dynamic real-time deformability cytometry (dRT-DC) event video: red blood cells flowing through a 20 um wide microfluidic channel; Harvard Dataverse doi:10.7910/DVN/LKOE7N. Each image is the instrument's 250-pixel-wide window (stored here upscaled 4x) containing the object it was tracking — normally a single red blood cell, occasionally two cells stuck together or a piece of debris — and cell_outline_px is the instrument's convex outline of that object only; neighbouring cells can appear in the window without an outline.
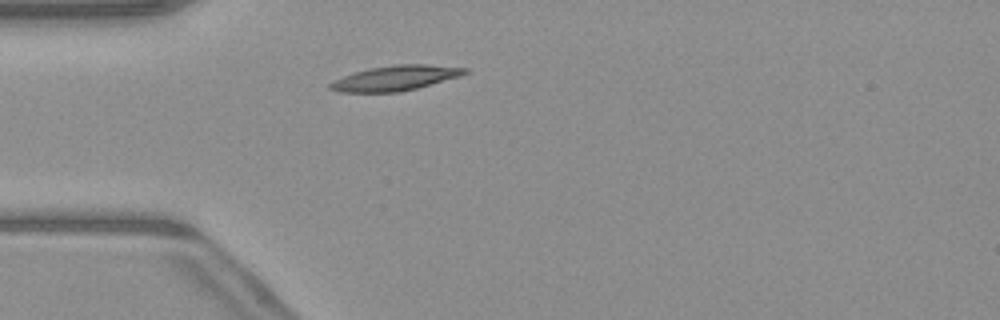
{"species": "common noctule bat (a hibernating species)", "species_latin": "Nyctalus noctula", "temperature_condition": "warm", "stored_images_in_passage": 44, "camera_frame_rate_fps": 3000, "um_per_image_px": 0.085, "animal": {"sex": "male", "body_mass_g": 23.1, "forearm_length_mm": 52.7}, "frame": {"image": 1, "passage_image": 8, "time_ms": 2.333, "image_size_px": [1000, 320], "cell_outline_px": [[468, 72], [460, 76], [416, 88], [400, 92], [340, 92], [328, 88], [328, 84], [332, 80], [368, 68], [396, 64], [428, 64], [468, 68]], "centroid_in_image_um": [33.59, 6.63], "position_along_channel_um": 51.4, "area_um2": 19.59}}
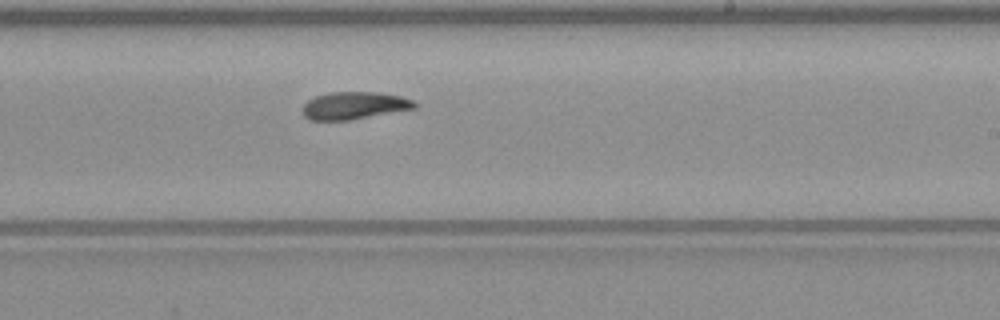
{"frame": {"image": 2, "passage_image": 24, "time_ms": 7.667, "image_size_px": [1000, 320], "cell_outline_px": [[416, 108], [348, 120], [308, 120], [300, 112], [300, 108], [308, 100], [316, 96], [328, 92], [376, 92], [400, 96], [412, 100], [416, 104]], "centroid_in_image_um": [30.03, 8.97], "position_along_channel_um": 259.0, "area_um2": 17.92}}
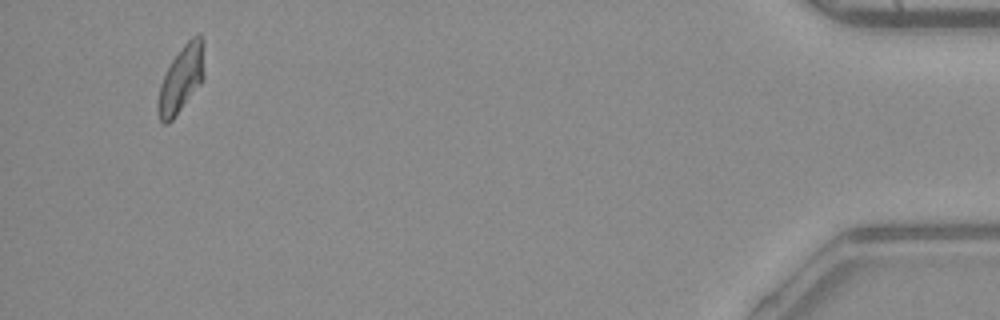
{"frame": {"image": 3, "passage_image": 42, "time_ms": 13.667, "image_size_px": [1000, 320], "cell_outline_px": [[204, 76], [200, 84], [172, 120], [168, 124], [164, 124], [160, 120], [156, 108], [156, 104], [160, 84], [172, 60], [184, 44], [192, 36], [200, 36], [204, 40]], "centroid_in_image_um": [15.4, 6.73], "position_along_channel_um": 419.8, "area_um2": 17.92}}